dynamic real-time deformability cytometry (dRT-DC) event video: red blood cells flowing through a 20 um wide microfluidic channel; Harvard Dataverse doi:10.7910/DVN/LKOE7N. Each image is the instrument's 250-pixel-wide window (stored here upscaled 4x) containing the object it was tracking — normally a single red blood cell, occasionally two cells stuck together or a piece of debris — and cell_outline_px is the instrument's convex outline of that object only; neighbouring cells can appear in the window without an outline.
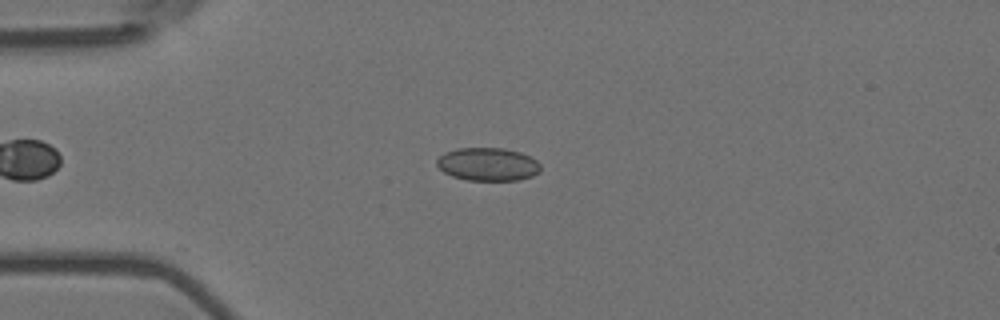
{"species": "Egyptian fruit bat (a non-hibernating species)", "species_latin": "Rousettus aegyptiacus", "temperature_condition": "room temperature", "stored_images_in_passage": 8, "camera_frame_rate_fps": 3000, "um_per_image_px": 0.085, "animal": {"sex": "female"}, "frame": {"image": 1, "passage_image": 4, "time_ms": 1.0, "image_size_px": [1000, 320], "cell_outline_px": [[540, 172], [532, 176], [520, 180], [468, 180], [452, 176], [444, 172], [436, 164], [436, 160], [444, 152], [456, 148], [504, 148], [520, 152], [536, 160], [540, 164]], "centroid_in_image_um": [41.46, 13.96], "position_along_channel_um": 43.5, "area_um2": 20.06}}
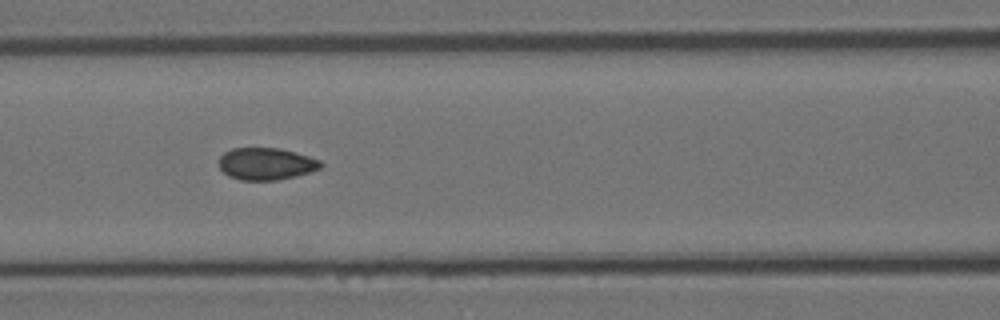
{"frame": {"image": 2, "passage_image": 7, "time_ms": 2.0, "image_size_px": [1000, 320], "cell_outline_px": [[324, 164], [320, 168], [296, 176], [276, 180], [240, 180], [228, 176], [220, 168], [220, 156], [224, 152], [232, 148], [280, 148], [308, 156], [320, 160]], "centroid_in_image_um": [22.61, 13.92], "position_along_channel_um": 144.0, "area_um2": 18.96}}
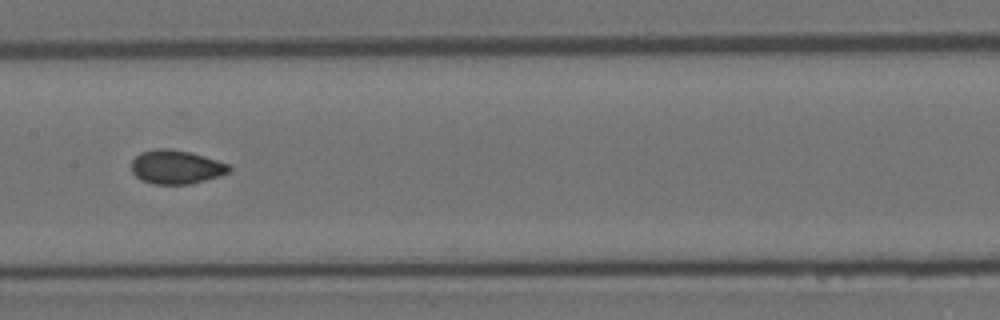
{"frame": {"image": 3, "passage_image": 8, "time_ms": 2.333, "image_size_px": [1000, 320], "cell_outline_px": [[232, 168], [228, 172], [220, 176], [188, 184], [152, 184], [140, 180], [132, 172], [132, 160], [140, 152], [156, 148], [168, 148], [192, 152], [228, 164]], "centroid_in_image_um": [14.95, 14.19], "position_along_channel_um": 192.5, "area_um2": 19.31}}